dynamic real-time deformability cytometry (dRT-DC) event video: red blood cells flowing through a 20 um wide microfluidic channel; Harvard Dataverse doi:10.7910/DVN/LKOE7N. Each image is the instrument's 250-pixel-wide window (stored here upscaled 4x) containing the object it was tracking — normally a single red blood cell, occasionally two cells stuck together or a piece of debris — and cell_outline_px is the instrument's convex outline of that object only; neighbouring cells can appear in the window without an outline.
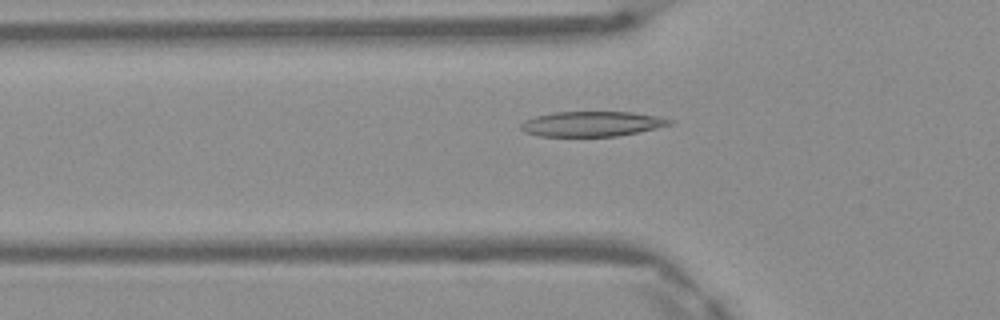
{"species": "Egyptian fruit bat (a non-hibernating species)", "species_latin": "Rousettus aegyptiacus", "temperature_condition": "warm", "stored_images_in_passage": 36, "camera_frame_rate_fps": 3000, "um_per_image_px": 0.085, "frame": {"image": 1, "passage_image": 6, "time_ms": 1.667, "image_size_px": [1000, 320], "cell_outline_px": [[676, 120], [672, 124], [656, 128], [616, 136], [540, 136], [524, 132], [520, 128], [520, 124], [524, 120], [536, 116], [556, 112], [632, 112], [660, 116]], "centroid_in_image_um": [50.33, 10.52], "position_along_channel_um": 75.5, "area_um2": 21.73}}
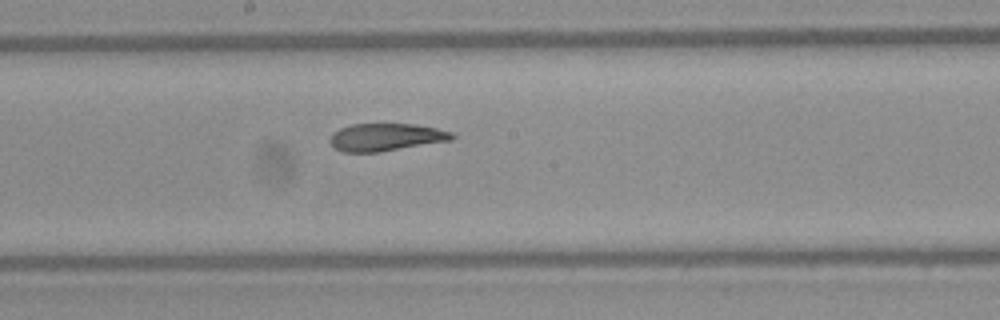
{"frame": {"image": 2, "passage_image": 16, "time_ms": 5.0, "image_size_px": [1000, 320], "cell_outline_px": [[456, 136], [452, 140], [380, 152], [344, 152], [336, 148], [332, 144], [332, 136], [340, 128], [352, 124], [412, 124], [436, 128], [452, 132]], "centroid_in_image_um": [32.86, 11.66], "position_along_channel_um": 215.3, "area_um2": 19.31}}
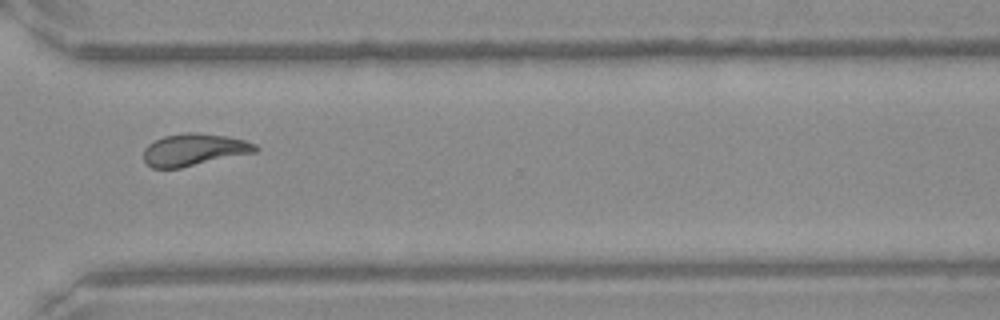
{"frame": {"image": 3, "passage_image": 26, "time_ms": 8.333, "image_size_px": [1000, 320], "cell_outline_px": [[260, 148], [256, 152], [180, 168], [152, 168], [144, 160], [144, 148], [148, 144], [164, 136], [188, 132], [192, 132], [228, 136], [244, 140], [256, 144]], "centroid_in_image_um": [16.51, 12.72], "position_along_channel_um": 354.1, "area_um2": 20.87}}